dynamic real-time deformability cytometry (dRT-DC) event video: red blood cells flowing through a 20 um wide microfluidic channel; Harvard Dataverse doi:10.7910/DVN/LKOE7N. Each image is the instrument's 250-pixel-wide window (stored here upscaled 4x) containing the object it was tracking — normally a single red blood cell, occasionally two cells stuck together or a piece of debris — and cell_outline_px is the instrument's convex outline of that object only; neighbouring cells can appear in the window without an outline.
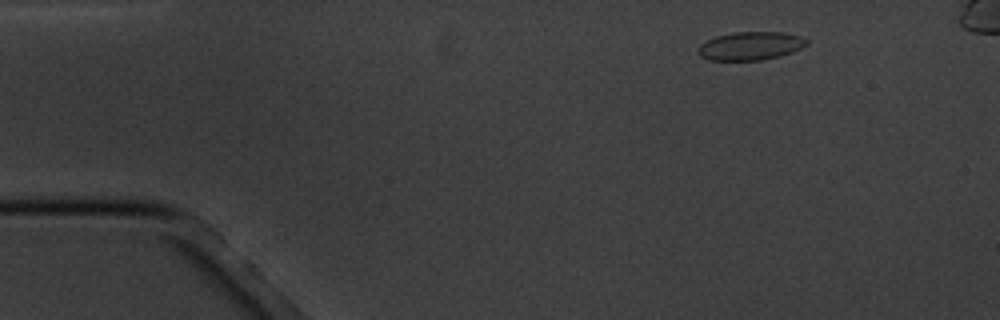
{"species": "common noctule bat (a hibernating species)", "species_latin": "Nyctalus noctula", "temperature_condition": "cold", "stored_images_in_passage": 5, "camera_frame_rate_fps": 3000, "um_per_image_px": 0.085, "animal": {"sex": "male", "body_mass_g": 20.1, "forearm_length_mm": 53.5}, "frame": {"image": 1, "passage_image": 5, "time_ms": 6.333, "image_size_px": [1000, 320], "cell_outline_px": [[808, 44], [792, 52], [780, 56], [760, 60], [708, 60], [700, 56], [696, 52], [696, 48], [700, 44], [716, 36], [732, 32], [784, 32], [804, 36], [808, 40]], "centroid_in_image_um": [63.79, 3.89], "position_along_channel_um": 21.2, "area_um2": 18.15}}